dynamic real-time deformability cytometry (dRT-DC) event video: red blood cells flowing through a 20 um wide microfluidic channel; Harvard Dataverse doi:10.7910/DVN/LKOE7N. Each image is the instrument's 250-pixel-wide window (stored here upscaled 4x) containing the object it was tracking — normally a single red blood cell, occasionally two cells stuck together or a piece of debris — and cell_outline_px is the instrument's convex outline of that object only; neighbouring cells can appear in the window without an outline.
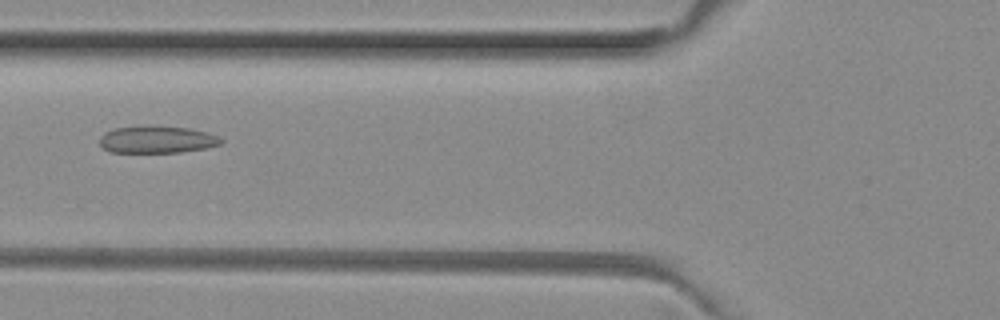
{"species": "common noctule bat (a hibernating species)", "species_latin": "Nyctalus noctula", "temperature_condition": "room temperature", "stored_images_in_passage": 32, "camera_frame_rate_fps": 3000, "um_per_image_px": 0.085, "animal": {"sex": "female", "body_mass_g": 29.2, "forearm_length_mm": 56.3}, "frame": {"image": 1, "passage_image": 13, "time_ms": 4.0, "image_size_px": [1000, 320], "cell_outline_px": [[224, 140], [220, 144], [204, 148], [180, 152], [108, 152], [100, 144], [100, 136], [104, 132], [112, 128], [140, 124], [188, 128], [220, 136]], "centroid_in_image_um": [13.28, 11.83], "position_along_channel_um": 112.5, "area_um2": 19.54}}
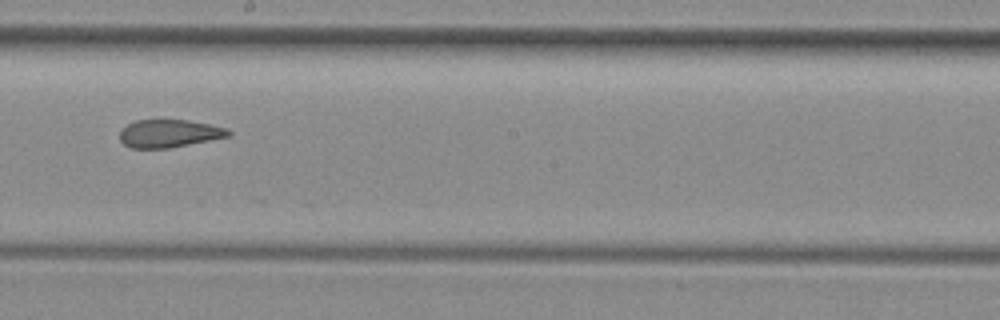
{"frame": {"image": 2, "passage_image": 22, "time_ms": 7.0, "image_size_px": [1000, 320], "cell_outline_px": [[232, 132], [228, 136], [168, 148], [128, 148], [120, 140], [120, 128], [136, 120], [188, 120], [228, 128]], "centroid_in_image_um": [14.33, 11.34], "position_along_channel_um": 233.9, "area_um2": 17.51}}
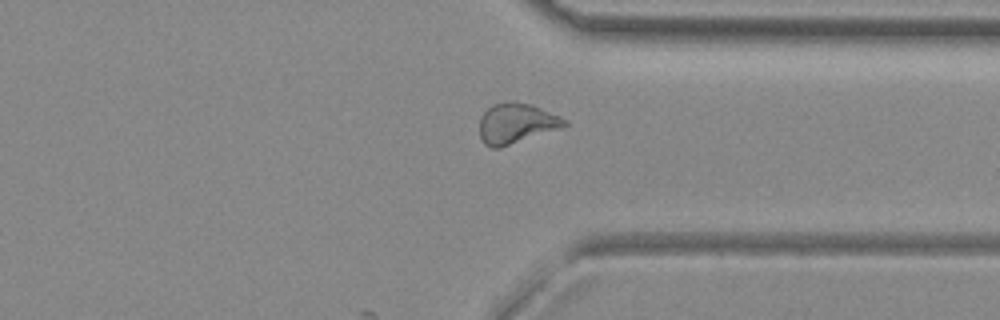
{"frame": {"image": 3, "passage_image": 32, "time_ms": 10.333, "image_size_px": [1000, 320], "cell_outline_px": [[568, 124], [500, 148], [492, 148], [484, 144], [480, 140], [480, 116], [492, 104], [508, 100], [516, 100], [532, 104], [560, 116], [568, 120]], "centroid_in_image_um": [43.83, 10.45], "position_along_channel_um": 367.6, "area_um2": 19.94}, "authors_computed_cell_mechanics": {"area_um2": 18.8717, "velocity_mm_per_s": 4.0385, "shape_relaxation_time_tau1_ms": null, "shape_relaxation_time_tau2_ms": 2.7203, "deformation_change_tau1": null, "deformation_change_tau2": 0.1201}}